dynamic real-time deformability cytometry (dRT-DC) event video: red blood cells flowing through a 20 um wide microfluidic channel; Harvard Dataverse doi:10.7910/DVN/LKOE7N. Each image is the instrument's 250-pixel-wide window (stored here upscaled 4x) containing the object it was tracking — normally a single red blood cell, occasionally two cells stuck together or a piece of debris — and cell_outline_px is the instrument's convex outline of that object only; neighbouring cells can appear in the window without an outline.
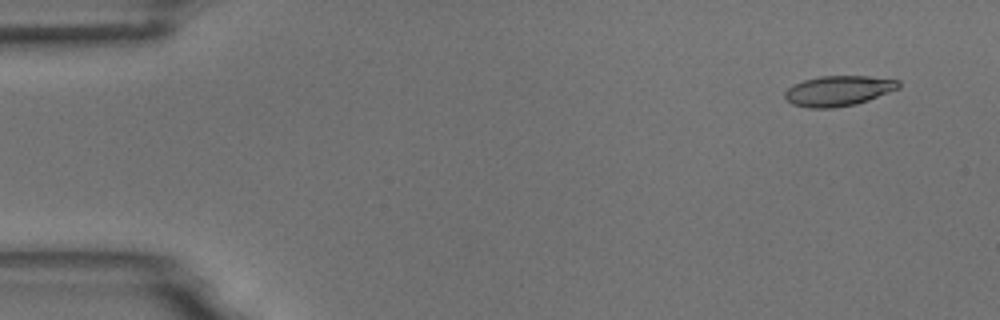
{"species": "common noctule bat (a hibernating species)", "species_latin": "Nyctalus noctula", "temperature_condition": "room temperature", "stored_images_in_passage": 8, "camera_frame_rate_fps": 3000, "um_per_image_px": 0.085, "animal": {"sex": "male", "body_mass_g": 18.8}, "frame": {"image": 1, "passage_image": 2, "time_ms": 0.333, "image_size_px": [1000, 320], "cell_outline_px": [[900, 88], [868, 100], [856, 104], [832, 108], [808, 108], [792, 104], [784, 96], [784, 92], [792, 84], [804, 80], [820, 76], [868, 76], [900, 80]], "centroid_in_image_um": [71.26, 7.72], "position_along_channel_um": 13.7, "area_um2": 20.11}}
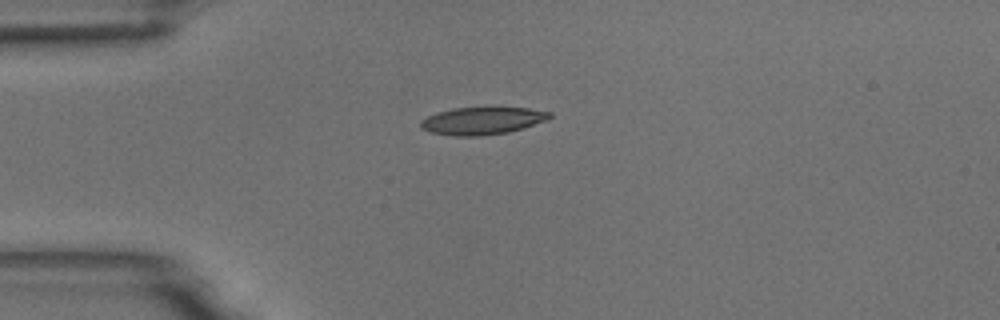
{"frame": {"image": 2, "passage_image": 4, "time_ms": 1.0, "image_size_px": [1000, 320], "cell_outline_px": [[552, 116], [548, 120], [508, 132], [480, 136], [456, 136], [432, 132], [420, 128], [420, 120], [436, 112], [452, 108], [528, 108], [552, 112]], "centroid_in_image_um": [40.98, 10.26], "position_along_channel_um": 44.0, "area_um2": 20.52}}